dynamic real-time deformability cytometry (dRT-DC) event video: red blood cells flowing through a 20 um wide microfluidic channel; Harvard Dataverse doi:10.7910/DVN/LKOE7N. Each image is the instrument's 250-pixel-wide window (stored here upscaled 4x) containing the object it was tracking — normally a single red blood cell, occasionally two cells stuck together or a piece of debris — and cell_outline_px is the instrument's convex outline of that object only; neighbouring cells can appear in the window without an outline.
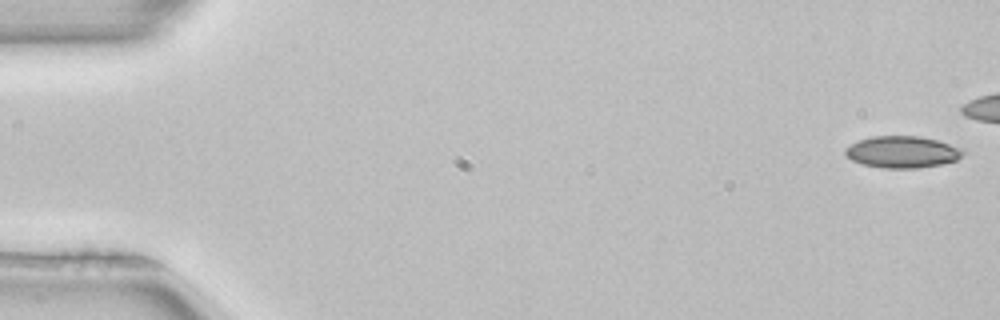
{"species": "common noctule bat (a hibernating species)", "species_latin": "Nyctalus noctula", "temperature_condition": "room temperature", "stored_images_in_passage": 42, "camera_frame_rate_fps": 3000, "um_per_image_px": 0.085, "animal": {"sex": "female", "body_mass_g": 22.7, "forearm_length_mm": 54.2}, "frame": {"image": 1, "passage_image": 1, "time_ms": 0.0, "image_size_px": [1000, 320], "cell_outline_px": [[964, 152], [956, 160], [940, 164], [916, 168], [884, 168], [864, 164], [852, 160], [844, 152], [844, 148], [860, 140], [872, 136], [920, 136], [936, 140], [960, 148]], "centroid_in_image_um": [76.66, 12.91], "position_along_channel_um": 8.3, "area_um2": 21.39}}